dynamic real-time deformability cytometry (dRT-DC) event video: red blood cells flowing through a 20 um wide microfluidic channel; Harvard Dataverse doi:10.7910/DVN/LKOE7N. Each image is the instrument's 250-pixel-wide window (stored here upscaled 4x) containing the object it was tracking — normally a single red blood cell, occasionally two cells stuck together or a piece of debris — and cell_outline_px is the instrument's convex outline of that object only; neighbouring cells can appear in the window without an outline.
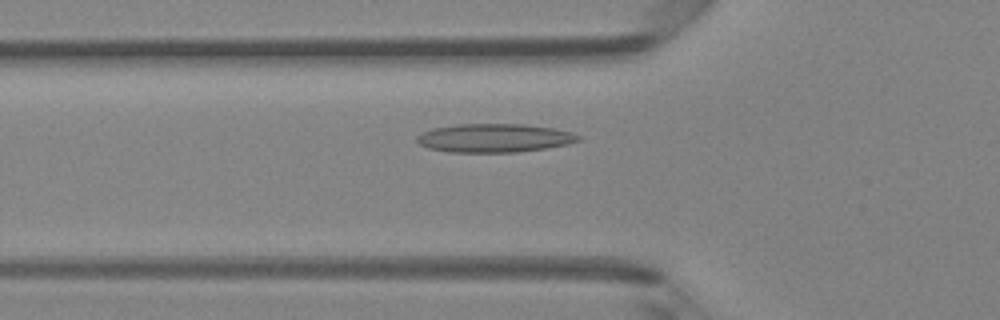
{"species": "Egyptian fruit bat (a non-hibernating species)", "species_latin": "Rousettus aegyptiacus", "temperature_condition": "room temperature", "stored_images_in_passage": 44, "camera_frame_rate_fps": 3000, "um_per_image_px": 0.085, "animal": {"sex": "female"}, "frame": {"image": 1, "passage_image": 16, "time_ms": 5.0, "image_size_px": [1000, 320], "cell_outline_px": [[584, 136], [580, 140], [568, 144], [544, 148], [516, 152], [448, 152], [428, 148], [420, 144], [416, 140], [416, 136], [432, 128], [456, 124], [524, 124], [552, 128], [572, 132]], "centroid_in_image_um": [42.03, 11.73], "position_along_channel_um": 83.8, "area_um2": 26.93}}
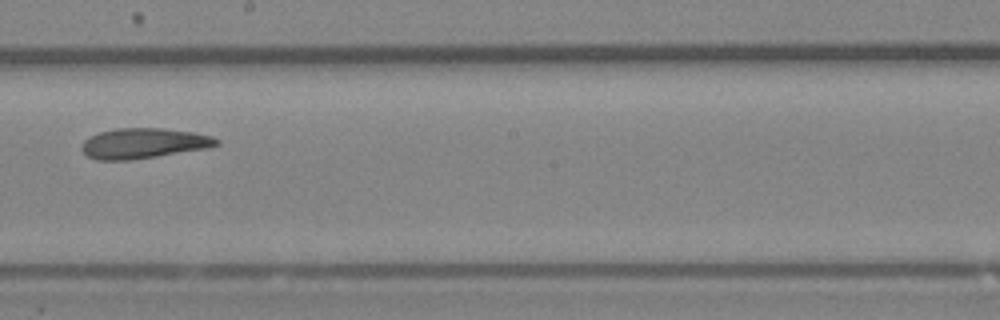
{"frame": {"image": 2, "passage_image": 27, "time_ms": 8.667, "image_size_px": [1000, 320], "cell_outline_px": [[220, 144], [208, 148], [156, 156], [128, 160], [96, 160], [88, 156], [80, 148], [80, 144], [88, 136], [100, 132], [116, 128], [160, 128], [192, 132], [212, 136], [220, 140]], "centroid_in_image_um": [12.17, 12.18], "position_along_channel_um": 236.0, "area_um2": 23.81}}
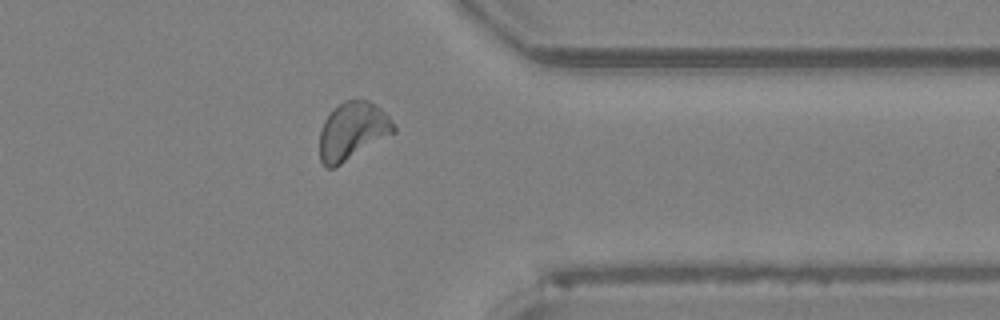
{"frame": {"image": 3, "passage_image": 38, "time_ms": 12.333, "image_size_px": [1000, 320], "cell_outline_px": [[396, 132], [340, 164], [332, 168], [328, 168], [320, 160], [320, 132], [324, 120], [340, 104], [348, 100], [368, 100], [380, 108], [392, 120], [396, 128]], "centroid_in_image_um": [29.98, 11.14], "position_along_channel_um": 381.4, "area_um2": 24.39}, "authors_computed_cell_mechanics": {"area_um2": 24.1604, "velocity_mm_per_s": 4.1729, "shape_relaxation_time_tau1_ms": null, "shape_relaxation_time_tau2_ms": 3.1874, "deformation_change_tau1": null, "deformation_change_tau2": 0.1003}}